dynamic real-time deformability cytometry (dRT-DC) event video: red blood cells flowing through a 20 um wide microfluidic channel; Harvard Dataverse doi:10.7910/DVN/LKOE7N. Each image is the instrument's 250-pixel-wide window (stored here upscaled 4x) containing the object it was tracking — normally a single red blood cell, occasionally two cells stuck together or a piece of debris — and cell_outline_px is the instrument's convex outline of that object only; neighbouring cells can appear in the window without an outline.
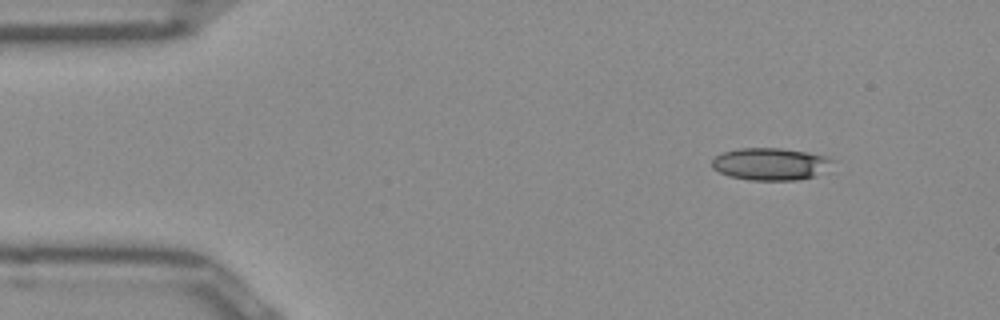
{"species": "Egyptian fruit bat (a non-hibernating species)", "species_latin": "Rousettus aegyptiacus", "temperature_condition": "room temperature", "stored_images_in_passage": 46, "camera_frame_rate_fps": 3000, "um_per_image_px": 0.085, "frame": {"image": 1, "passage_image": 1, "time_ms": 0.0, "image_size_px": [1000, 320], "cell_outline_px": [[836, 160], [812, 176], [796, 180], [752, 180], [728, 176], [712, 168], [712, 160], [716, 156], [724, 152], [740, 148], [780, 148], [808, 152], [828, 156]], "centroid_in_image_um": [65.45, 13.93], "position_along_channel_um": 19.5, "area_um2": 22.37}}
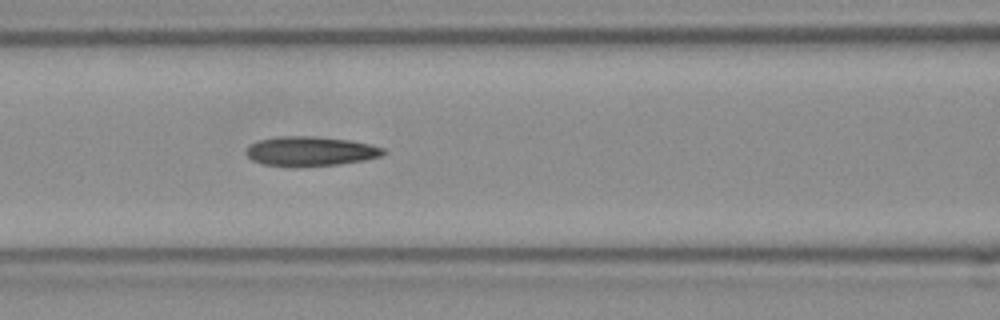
{"frame": {"image": 2, "passage_image": 16, "time_ms": 5.0, "image_size_px": [1000, 320], "cell_outline_px": [[388, 152], [380, 156], [364, 160], [336, 164], [296, 168], [264, 164], [252, 160], [244, 152], [248, 144], [260, 140], [276, 136], [316, 136], [348, 140], [368, 144], [384, 148]], "centroid_in_image_um": [26.34, 12.86], "position_along_channel_um": 140.3, "area_um2": 23.87}}
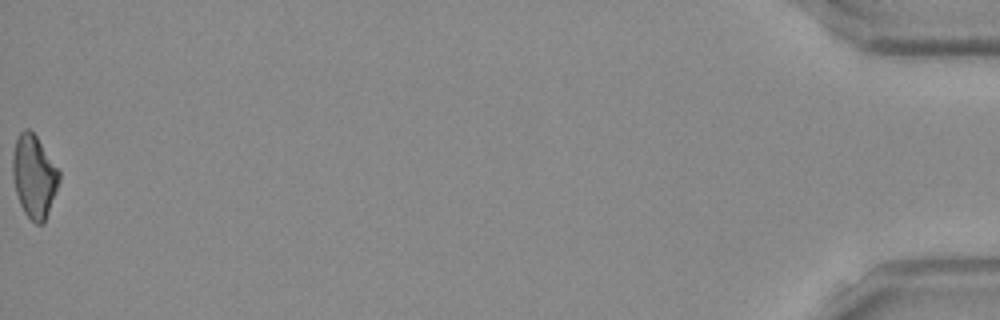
{"frame": {"image": 3, "passage_image": 46, "time_ms": 15.0, "image_size_px": [1000, 320], "cell_outline_px": [[60, 180], [44, 224], [36, 224], [24, 212], [20, 204], [16, 192], [12, 176], [12, 156], [16, 140], [20, 132], [24, 128], [28, 128], [36, 136], [60, 172]], "centroid_in_image_um": [2.89, 14.99], "position_along_channel_um": 432.3, "area_um2": 22.25}, "authors_computed_cell_mechanics": {"area_um2": 22.7154, "velocity_mm_per_s": 3.9852, "shape_relaxation_time_tau1_ms": null, "shape_relaxation_time_tau2_ms": 5.0583, "deformation_change_tau1": null, "deformation_change_tau2": 0.1487}}